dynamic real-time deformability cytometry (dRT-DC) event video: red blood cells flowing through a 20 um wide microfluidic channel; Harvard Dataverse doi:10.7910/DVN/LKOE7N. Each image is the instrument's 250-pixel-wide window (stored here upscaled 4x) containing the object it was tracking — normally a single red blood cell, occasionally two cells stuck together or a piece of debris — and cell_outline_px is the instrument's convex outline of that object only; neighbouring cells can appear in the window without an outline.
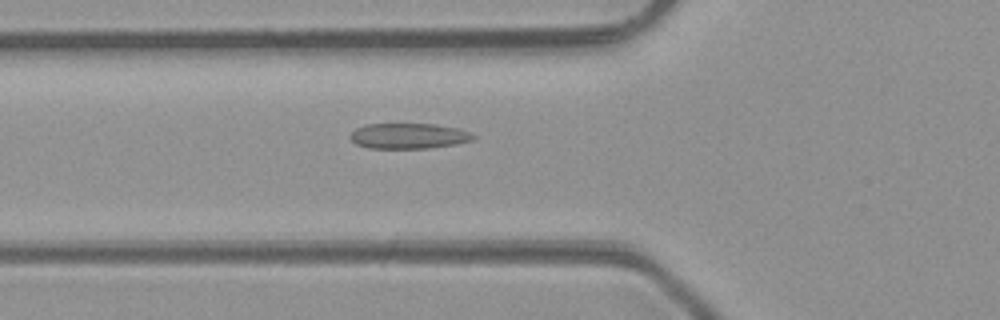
{"species": "common noctule bat (a hibernating species)", "species_latin": "Nyctalus noctula", "temperature_condition": "room temperature", "stored_images_in_passage": 5, "camera_frame_rate_fps": 3000, "um_per_image_px": 0.085, "animal": {"sex": "male", "body_mass_g": 23.1, "forearm_length_mm": 52.7}, "frame": {"image": 1, "passage_image": 5, "time_ms": 5.667, "image_size_px": [1000, 320], "cell_outline_px": [[476, 140], [456, 144], [428, 148], [368, 148], [356, 144], [348, 136], [356, 128], [368, 124], [436, 124], [456, 128], [472, 132], [476, 136]], "centroid_in_image_um": [34.77, 11.56], "position_along_channel_um": 91.0, "area_um2": 18.38}}